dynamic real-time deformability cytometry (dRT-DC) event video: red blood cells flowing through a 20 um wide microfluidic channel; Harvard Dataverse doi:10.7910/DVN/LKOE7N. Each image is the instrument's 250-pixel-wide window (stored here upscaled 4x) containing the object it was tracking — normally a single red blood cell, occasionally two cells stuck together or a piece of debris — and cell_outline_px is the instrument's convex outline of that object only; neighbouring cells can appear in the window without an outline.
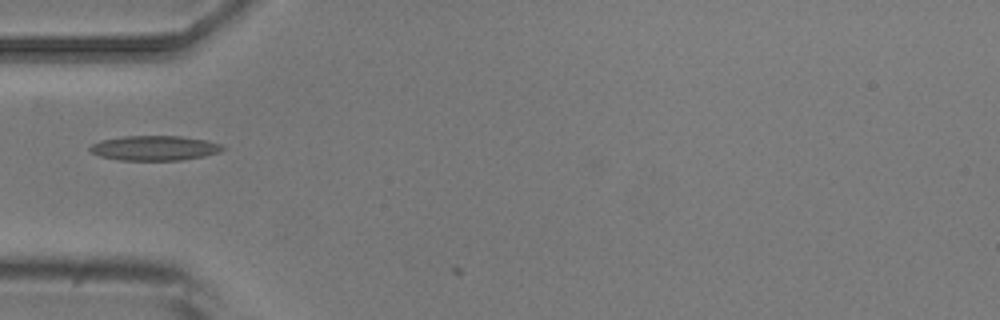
{"species": "common noctule bat (a hibernating species)", "species_latin": "Nyctalus noctula", "temperature_condition": "room temperature", "stored_images_in_passage": 2, "camera_frame_rate_fps": 3000, "um_per_image_px": 0.085, "animal": {"sex": "male", "body_mass_g": 20.5, "forearm_length_mm": 52.5}, "frame": {"image": 1, "passage_image": 1, "time_ms": 0.0, "image_size_px": [1000, 320], "cell_outline_px": [[228, 148], [220, 152], [204, 156], [180, 160], [120, 160], [100, 156], [92, 152], [88, 148], [92, 144], [100, 140], [124, 136], [180, 136], [208, 140], [220, 144]], "centroid_in_image_um": [13.17, 12.58], "position_along_channel_um": 71.8, "area_um2": 19.25}}